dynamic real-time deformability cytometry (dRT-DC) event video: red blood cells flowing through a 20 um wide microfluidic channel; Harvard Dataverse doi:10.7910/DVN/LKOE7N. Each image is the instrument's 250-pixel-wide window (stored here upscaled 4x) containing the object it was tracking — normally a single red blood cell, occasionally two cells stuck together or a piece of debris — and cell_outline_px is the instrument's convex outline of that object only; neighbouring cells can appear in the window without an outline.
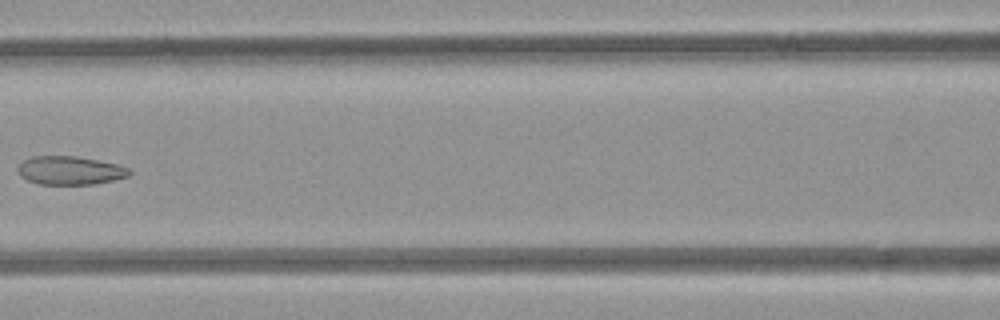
{"species": "common noctule bat (a hibernating species)", "species_latin": "Nyctalus noctula", "temperature_condition": "room temperature", "stored_images_in_passage": 7, "camera_frame_rate_fps": 3000, "um_per_image_px": 0.085, "animal": {"sex": "female", "body_mass_g": 21.9}, "frame": {"image": 1, "passage_image": 7, "time_ms": 6.667, "image_size_px": [1000, 320], "cell_outline_px": [[132, 172], [128, 176], [96, 184], [40, 184], [28, 180], [20, 176], [16, 168], [24, 160], [32, 156], [76, 156], [116, 164], [128, 168]], "centroid_in_image_um": [5.92, 14.49], "position_along_channel_um": 160.7, "area_um2": 18.38}}